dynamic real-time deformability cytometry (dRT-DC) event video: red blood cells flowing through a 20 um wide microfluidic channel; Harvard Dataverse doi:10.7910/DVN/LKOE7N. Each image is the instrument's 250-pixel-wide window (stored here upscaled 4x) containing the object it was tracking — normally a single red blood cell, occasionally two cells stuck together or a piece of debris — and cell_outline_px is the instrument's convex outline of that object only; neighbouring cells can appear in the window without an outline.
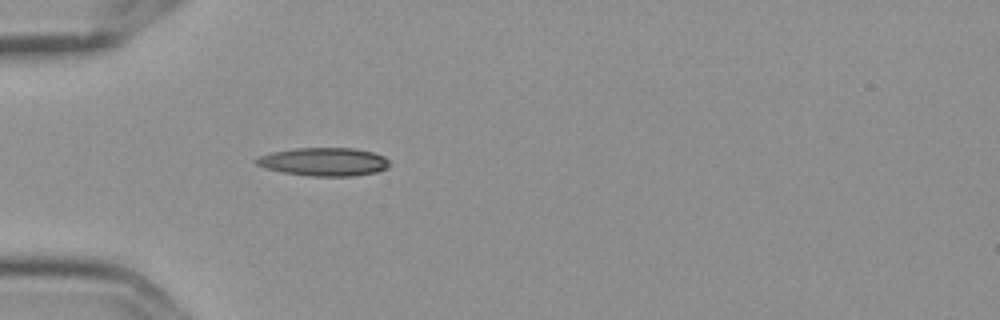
{"species": "Egyptian fruit bat (a non-hibernating species)", "species_latin": "Rousettus aegyptiacus", "temperature_condition": "cold", "stored_images_in_passage": 4, "camera_frame_rate_fps": 3000, "um_per_image_px": 0.085, "frame": {"image": 1, "passage_image": 4, "time_ms": 1.0, "image_size_px": [1000, 320], "cell_outline_px": [[388, 168], [376, 172], [352, 176], [312, 176], [284, 172], [264, 168], [256, 164], [252, 160], [260, 156], [272, 152], [296, 148], [352, 148], [372, 152], [384, 156], [388, 160]], "centroid_in_image_um": [27.51, 13.75], "position_along_channel_um": 57.5, "area_um2": 21.85}}